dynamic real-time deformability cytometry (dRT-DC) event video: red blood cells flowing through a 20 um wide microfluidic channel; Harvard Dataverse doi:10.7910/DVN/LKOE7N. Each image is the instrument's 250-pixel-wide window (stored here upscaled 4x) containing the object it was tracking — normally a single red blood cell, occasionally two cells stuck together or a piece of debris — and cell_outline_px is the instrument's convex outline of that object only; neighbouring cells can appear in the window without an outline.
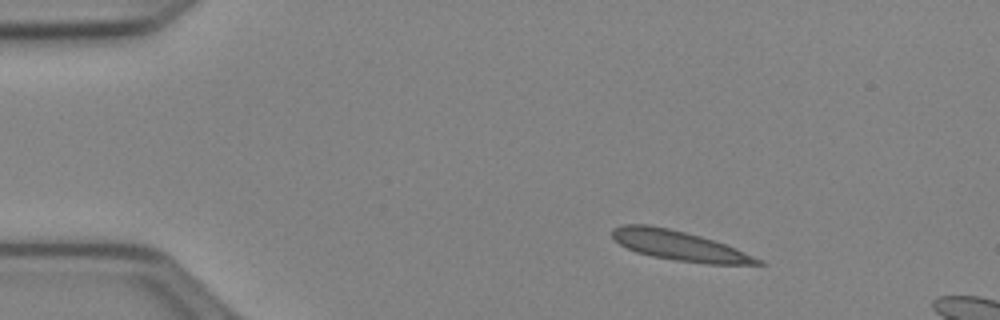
{"species": "Egyptian fruit bat (a non-hibernating species)", "species_latin": "Rousettus aegyptiacus", "temperature_condition": "cold", "stored_images_in_passage": 12, "camera_frame_rate_fps": 3000, "um_per_image_px": 0.085, "animal": {"sex": "female"}, "frame": {"image": 1, "passage_image": 6, "time_ms": 1.667, "image_size_px": [1000, 320], "cell_outline_px": [[768, 264], [708, 264], [676, 260], [652, 256], [636, 252], [620, 244], [612, 236], [612, 228], [624, 224], [648, 224], [668, 228], [700, 236], [736, 248], [764, 260]], "centroid_in_image_um": [57.75, 20.88], "position_along_channel_um": 27.2, "area_um2": 25.03}}